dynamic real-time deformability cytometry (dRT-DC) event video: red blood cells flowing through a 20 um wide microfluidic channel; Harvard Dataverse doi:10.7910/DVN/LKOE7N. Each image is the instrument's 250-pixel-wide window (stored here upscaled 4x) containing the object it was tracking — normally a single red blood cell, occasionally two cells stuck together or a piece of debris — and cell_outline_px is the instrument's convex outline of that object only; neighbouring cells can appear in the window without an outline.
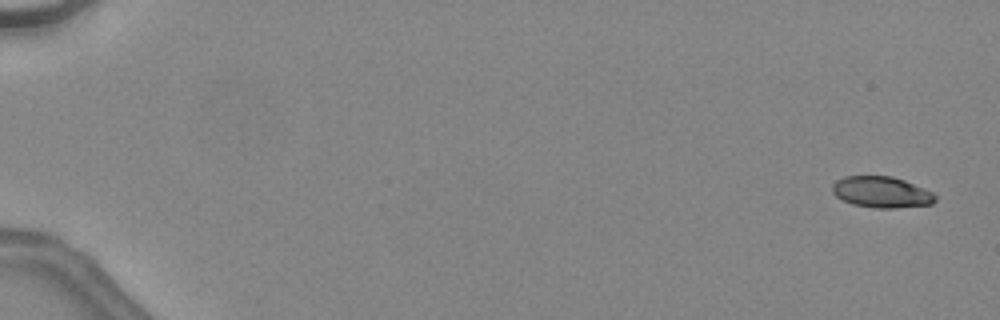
{"species": "common noctule bat (a hibernating species)", "species_latin": "Nyctalus noctula", "temperature_condition": "warm", "stored_images_in_passage": 48, "camera_frame_rate_fps": 3000, "um_per_image_px": 0.085, "animal": {"sex": "female", "body_mass_g": 24.6, "forearm_length_mm": 56.2}, "frame": {"image": 1, "passage_image": 3, "time_ms": 0.667, "image_size_px": [1000, 320], "cell_outline_px": [[936, 200], [932, 204], [896, 208], [876, 208], [852, 204], [836, 196], [832, 192], [832, 184], [836, 180], [844, 176], [892, 176], [904, 180], [924, 188], [932, 192], [936, 196]], "centroid_in_image_um": [74.92, 16.33], "position_along_channel_um": 10.1, "area_um2": 18.73}}
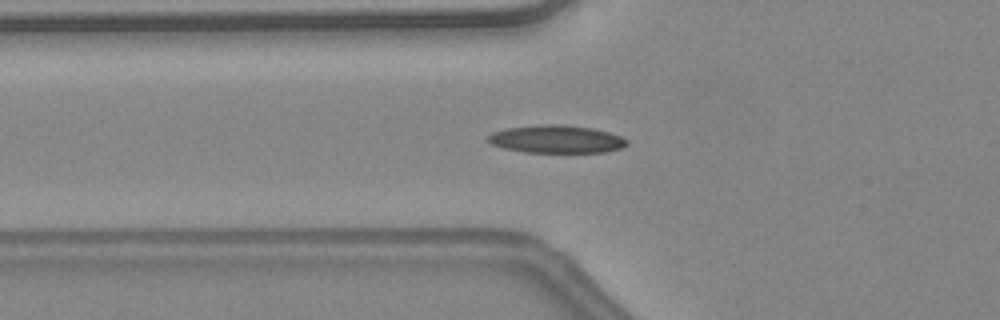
{"frame": {"image": 2, "passage_image": 20, "time_ms": 6.333, "image_size_px": [1000, 320], "cell_outline_px": [[628, 144], [620, 148], [604, 152], [524, 152], [504, 148], [492, 144], [484, 140], [492, 132], [508, 128], [540, 124], [556, 124], [592, 128], [608, 132], [620, 136], [628, 140]], "centroid_in_image_um": [47.26, 11.83], "position_along_channel_um": 78.5, "area_um2": 22.43}}
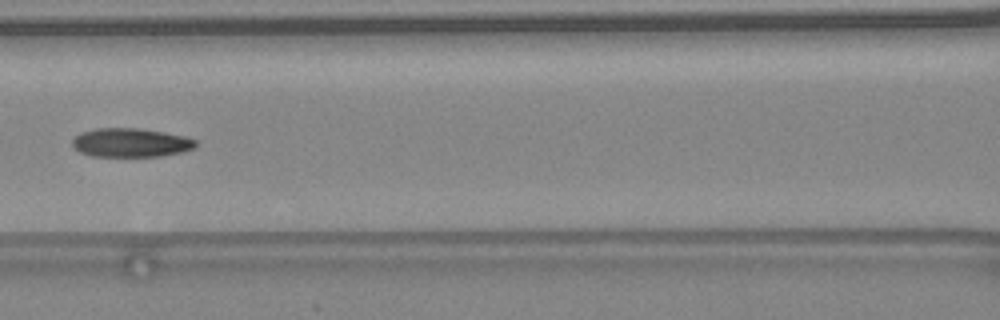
{"frame": {"image": 3, "passage_image": 25, "time_ms": 8.0, "image_size_px": [1000, 320], "cell_outline_px": [[196, 148], [184, 152], [160, 156], [92, 156], [80, 152], [72, 144], [72, 140], [80, 132], [96, 128], [140, 128], [164, 132], [184, 136], [196, 140]], "centroid_in_image_um": [11.14, 12.12], "position_along_channel_um": 155.5, "area_um2": 20.81}, "authors_computed_cell_mechanics": {"area_um2": 20.6057, "velocity_mm_per_s": 4.5612, "shape_relaxation_time_tau1_ms": 9.5893, "shape_relaxation_time_tau2_ms": 3.0277, "deformation_change_tau1": 0.2621, "deformation_change_tau2": 0.1051}}